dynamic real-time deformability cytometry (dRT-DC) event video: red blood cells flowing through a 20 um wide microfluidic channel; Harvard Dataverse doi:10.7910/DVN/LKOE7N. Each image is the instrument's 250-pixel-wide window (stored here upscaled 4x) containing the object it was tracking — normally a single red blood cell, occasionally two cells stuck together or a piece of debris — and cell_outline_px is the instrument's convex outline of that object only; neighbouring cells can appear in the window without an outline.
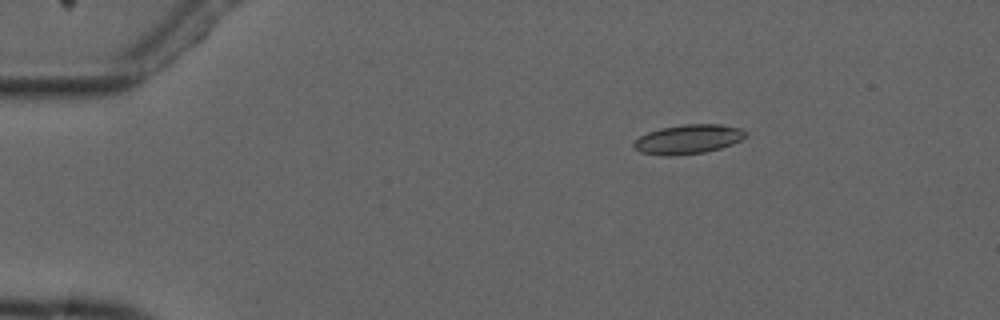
{"species": "common noctule bat (a hibernating species)", "species_latin": "Nyctalus noctula", "temperature_condition": "cold", "stored_images_in_passage": 3, "camera_frame_rate_fps": 3000, "um_per_image_px": 0.085, "animal": {"sex": "male", "forearm_length_mm": 52.5}, "frame": {"image": 1, "passage_image": 1, "time_ms": 0.0, "image_size_px": [1000, 320], "cell_outline_px": [[748, 136], [732, 144], [720, 148], [704, 152], [676, 156], [664, 156], [640, 152], [632, 148], [632, 144], [640, 136], [648, 132], [660, 128], [684, 124], [720, 124], [740, 128], [748, 132]], "centroid_in_image_um": [58.49, 11.84], "position_along_channel_um": 26.5, "area_um2": 19.31}}